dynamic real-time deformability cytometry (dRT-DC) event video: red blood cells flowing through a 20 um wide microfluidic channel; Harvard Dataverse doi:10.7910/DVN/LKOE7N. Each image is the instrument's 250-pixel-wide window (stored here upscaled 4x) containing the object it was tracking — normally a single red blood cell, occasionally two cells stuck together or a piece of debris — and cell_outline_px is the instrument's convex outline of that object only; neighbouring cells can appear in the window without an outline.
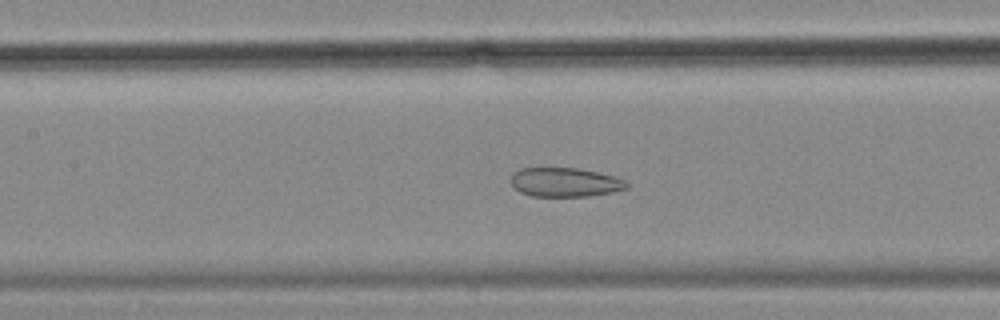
{"species": "common noctule bat (a hibernating species)", "species_latin": "Nyctalus noctula", "temperature_condition": "cold", "stored_images_in_passage": 57, "camera_frame_rate_fps": 3000, "um_per_image_px": 0.085, "animal": {"sex": "female", "body_mass_g": 18.4}, "frame": {"image": 1, "passage_image": 26, "time_ms": 8.333, "image_size_px": [1000, 320], "cell_outline_px": [[628, 188], [612, 192], [588, 196], [532, 196], [520, 192], [508, 180], [512, 172], [520, 168], [576, 168], [616, 176], [624, 180], [628, 184]], "centroid_in_image_um": [47.99, 15.48], "position_along_channel_um": 159.4, "area_um2": 19.71}}
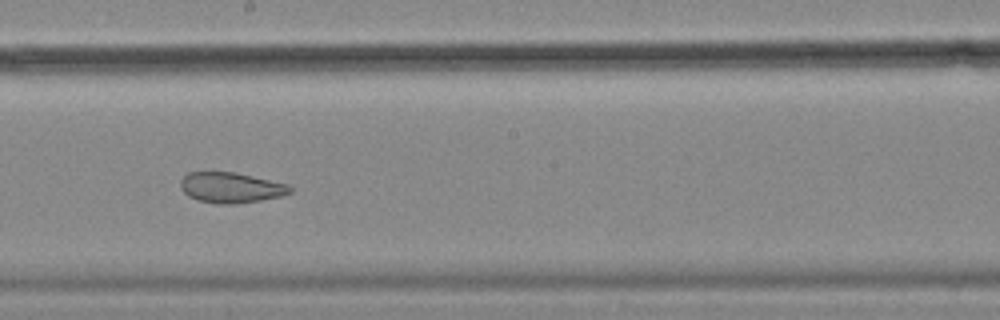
{"frame": {"image": 2, "passage_image": 32, "time_ms": 10.333, "image_size_px": [1000, 320], "cell_outline_px": [[292, 192], [280, 196], [260, 200], [236, 204], [216, 204], [196, 200], [188, 196], [180, 188], [180, 180], [188, 172], [236, 172], [288, 184], [292, 188]], "centroid_in_image_um": [19.6, 15.95], "position_along_channel_um": 228.6, "area_um2": 19.59}}
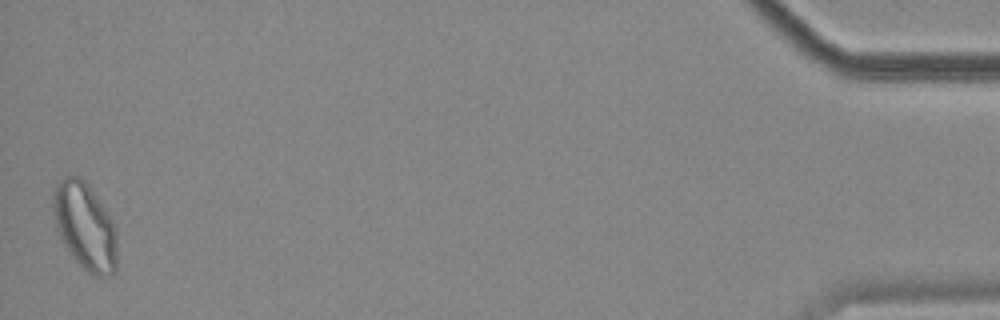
{"frame": {"image": 3, "passage_image": 57, "time_ms": 18.667, "image_size_px": [1000, 320], "cell_outline_px": [[116, 272], [112, 276], [96, 276], [88, 272], [72, 256], [64, 244], [56, 228], [52, 208], [52, 192], [56, 184], [64, 176], [80, 176], [88, 184], [116, 224]], "centroid_in_image_um": [7.22, 19.21], "position_along_channel_um": 428.0, "area_um2": 32.71}, "authors_computed_cell_mechanics": {"area_um2": 27.166, "velocity_mm_per_s": 3.475, "shape_relaxation_time_tau1_ms": null, "shape_relaxation_time_tau2_ms": 2.0257, "deformation_change_tau1": null, "deformation_change_tau2": 0.0886}}